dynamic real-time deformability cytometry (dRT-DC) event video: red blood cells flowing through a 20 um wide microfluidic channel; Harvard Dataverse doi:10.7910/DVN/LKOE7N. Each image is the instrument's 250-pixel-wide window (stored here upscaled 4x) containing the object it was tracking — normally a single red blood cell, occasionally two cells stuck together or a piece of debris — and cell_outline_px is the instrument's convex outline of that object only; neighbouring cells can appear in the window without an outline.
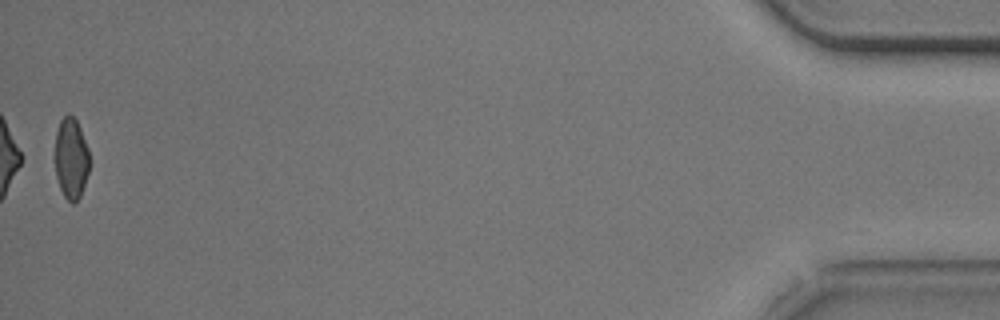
{"species": "common noctule bat (a hibernating species)", "species_latin": "Nyctalus noctula", "temperature_condition": "cold", "stored_images_in_passage": 53, "segment_of_instrument_passage": [2, 2], "camera_frame_rate_fps": 3000, "um_per_image_px": 0.085, "animal": {"sex": "male", "body_mass_g": 20.5, "forearm_length_mm": 52.5}, "frame": {"image": 1, "passage_image": 53, "time_ms": 17.333, "image_size_px": [1000, 320], "cell_outline_px": [[92, 164], [80, 196], [72, 204], [64, 196], [60, 188], [56, 176], [52, 156], [56, 132], [60, 120], [68, 112], [76, 120], [80, 128], [88, 148]], "centroid_in_image_um": [6.03, 13.45], "position_along_channel_um": 429.2, "area_um2": 17.05}}